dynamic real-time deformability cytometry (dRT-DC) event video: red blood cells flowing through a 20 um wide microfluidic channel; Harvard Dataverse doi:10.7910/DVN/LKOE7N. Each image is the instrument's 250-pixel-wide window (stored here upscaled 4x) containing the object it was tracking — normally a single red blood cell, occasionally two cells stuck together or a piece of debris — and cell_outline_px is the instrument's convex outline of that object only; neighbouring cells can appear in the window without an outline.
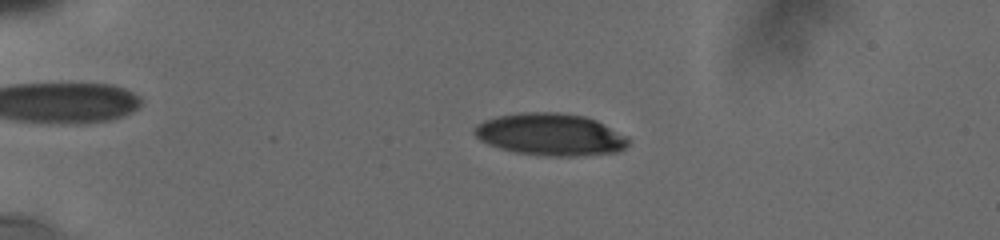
{"species": "human", "species_latin": "Homo sapiens", "temperature_condition": "cold", "stored_images_in_passage": 25, "camera_frame_rate_fps": 3000, "um_per_image_px": 0.085, "donor": {"sex": "male"}, "frame": {"image": 1, "passage_image": 13, "time_ms": 4.333, "image_size_px": [1000, 240], "cell_outline_px": [[632, 140], [620, 152], [576, 156], [548, 156], [516, 152], [500, 148], [488, 144], [480, 140], [472, 132], [472, 128], [476, 124], [484, 120], [500, 116], [524, 112], [556, 112], [584, 116], [596, 120], [628, 136]], "centroid_in_image_um": [46.81, 11.43], "position_along_channel_um": 38.2, "area_um2": 37.97}}
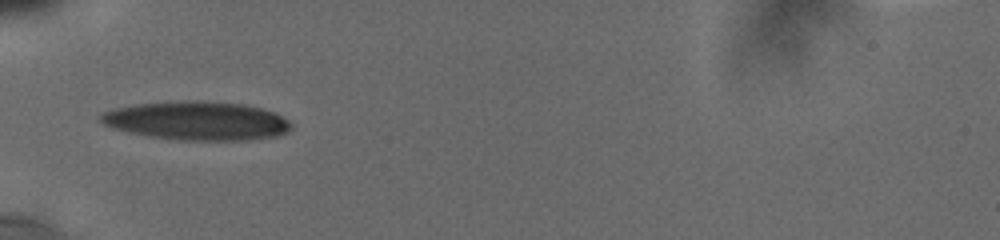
{"frame": {"image": 2, "passage_image": 20, "time_ms": 6.667, "image_size_px": [1000, 240], "cell_outline_px": [[292, 128], [288, 132], [276, 136], [248, 140], [180, 140], [148, 136], [112, 128], [104, 124], [100, 120], [100, 116], [104, 112], [112, 108], [136, 104], [184, 100], [196, 100], [244, 104], [276, 112], [288, 120], [292, 124]], "centroid_in_image_um": [16.76, 10.26], "position_along_channel_um": 68.2, "area_um2": 43.12}}